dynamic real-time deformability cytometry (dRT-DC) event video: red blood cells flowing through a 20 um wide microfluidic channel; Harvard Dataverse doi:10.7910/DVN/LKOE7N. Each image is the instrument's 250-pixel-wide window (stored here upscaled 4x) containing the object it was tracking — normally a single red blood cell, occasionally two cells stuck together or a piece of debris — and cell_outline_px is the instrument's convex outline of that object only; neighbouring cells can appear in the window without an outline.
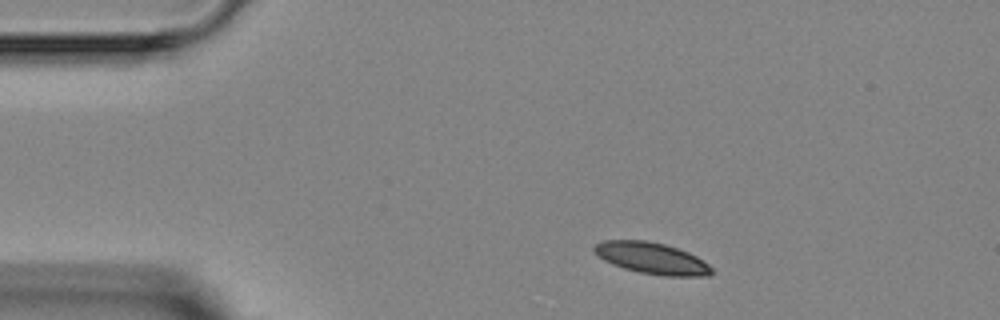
{"species": "Egyptian fruit bat (a non-hibernating species)", "species_latin": "Rousettus aegyptiacus", "temperature_condition": "room temperature", "stored_images_in_passage": 3, "segment_of_instrument_passage": [1, 2], "camera_frame_rate_fps": 3000, "um_per_image_px": 0.085, "animal": {"sex": "female"}, "frame": {"image": 1, "passage_image": 1, "time_ms": 0.0, "image_size_px": [1000, 320], "cell_outline_px": [[712, 272], [708, 276], [664, 276], [640, 272], [624, 268], [612, 264], [604, 260], [592, 252], [592, 248], [596, 244], [604, 240], [644, 240], [664, 244], [688, 252], [696, 256], [708, 264], [712, 268]], "centroid_in_image_um": [55.37, 21.94], "position_along_channel_um": 29.6, "area_um2": 21.44}}